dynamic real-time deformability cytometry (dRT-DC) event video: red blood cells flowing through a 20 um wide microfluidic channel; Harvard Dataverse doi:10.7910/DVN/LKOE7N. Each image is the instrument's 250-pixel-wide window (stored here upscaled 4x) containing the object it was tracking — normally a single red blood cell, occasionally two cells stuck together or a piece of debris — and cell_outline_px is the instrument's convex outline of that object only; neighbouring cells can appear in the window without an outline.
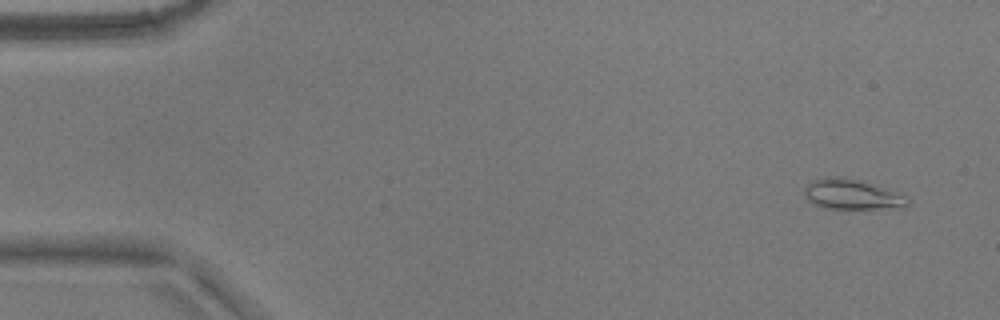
{"species": "common noctule bat (a hibernating species)", "species_latin": "Nyctalus noctula", "temperature_condition": "warm", "stored_images_in_passage": 51, "camera_frame_rate_fps": 3000, "um_per_image_px": 0.085, "animal": {"sex": "male", "body_mass_g": 17.9}, "frame": {"image": 1, "passage_image": 1, "time_ms": 0.0, "image_size_px": [1000, 320], "cell_outline_px": [[908, 204], [904, 208], [836, 212], [812, 204], [804, 196], [804, 188], [812, 180], [828, 176], [844, 176], [876, 184], [908, 200]], "centroid_in_image_um": [72.34, 16.58], "position_along_channel_um": 12.7, "area_um2": 19.19}}
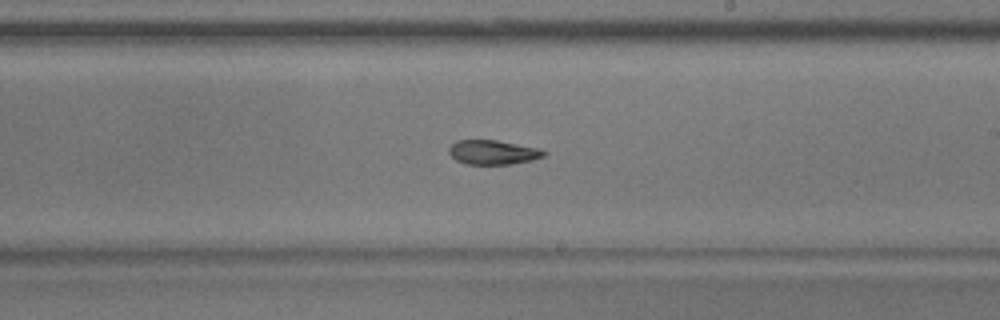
{"frame": {"image": 2, "passage_image": 29, "time_ms": 9.333, "image_size_px": [1000, 320], "cell_outline_px": [[548, 152], [544, 156], [532, 160], [512, 164], [468, 164], [456, 160], [448, 152], [448, 148], [456, 140], [496, 140], [540, 148]], "centroid_in_image_um": [41.92, 12.94], "position_along_channel_um": 247.1, "area_um2": 13.53}}
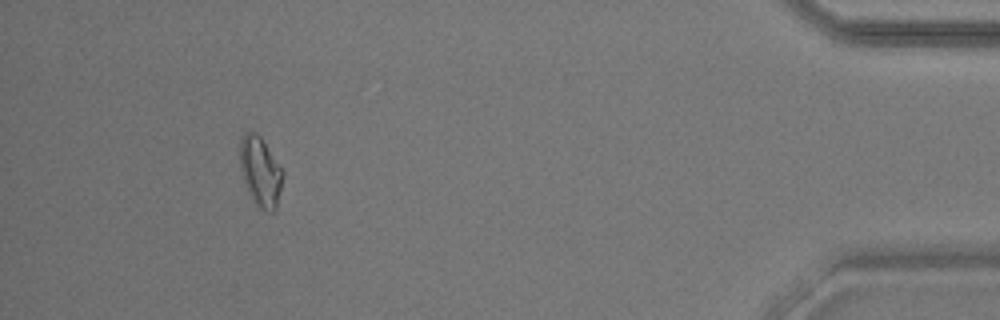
{"frame": {"image": 3, "passage_image": 47, "time_ms": 15.333, "image_size_px": [1000, 320], "cell_outline_px": [[284, 176], [276, 208], [272, 212], [268, 212], [256, 204], [244, 180], [240, 168], [240, 136], [244, 132], [256, 132], [260, 136], [284, 172]], "centroid_in_image_um": [22.14, 14.55], "position_along_channel_um": 413.1, "area_um2": 17.11}, "authors_computed_cell_mechanics": {"area_um2": 15.1436, "velocity_mm_per_s": 3.7822, "shape_relaxation_time_tau1_ms": null, "shape_relaxation_time_tau2_ms": 4.2709, "deformation_change_tau1": null, "deformation_change_tau2": 0.1062}}